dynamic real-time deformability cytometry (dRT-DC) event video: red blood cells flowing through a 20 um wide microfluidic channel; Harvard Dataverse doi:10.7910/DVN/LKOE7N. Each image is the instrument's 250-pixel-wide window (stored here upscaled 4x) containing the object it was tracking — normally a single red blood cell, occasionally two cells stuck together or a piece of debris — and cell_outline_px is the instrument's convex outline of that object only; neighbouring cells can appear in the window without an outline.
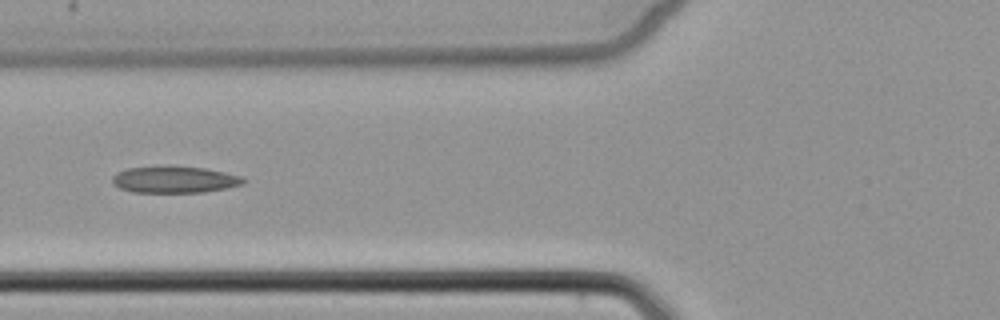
{"species": "common noctule bat (a hibernating species)", "species_latin": "Nyctalus noctula", "temperature_condition": "cold", "stored_images_in_passage": 7, "camera_frame_rate_fps": 3000, "um_per_image_px": 0.085, "animal": {"sex": "female", "body_mass_g": 22.7, "forearm_length_mm": 54.2}, "frame": {"image": 1, "passage_image": 6, "time_ms": 6.333, "image_size_px": [1000, 320], "cell_outline_px": [[248, 180], [244, 184], [228, 188], [204, 192], [132, 192], [120, 188], [112, 184], [112, 176], [116, 172], [128, 168], [172, 164], [204, 168], [244, 176]], "centroid_in_image_um": [14.86, 15.24], "position_along_channel_um": 110.9, "area_um2": 21.04}}
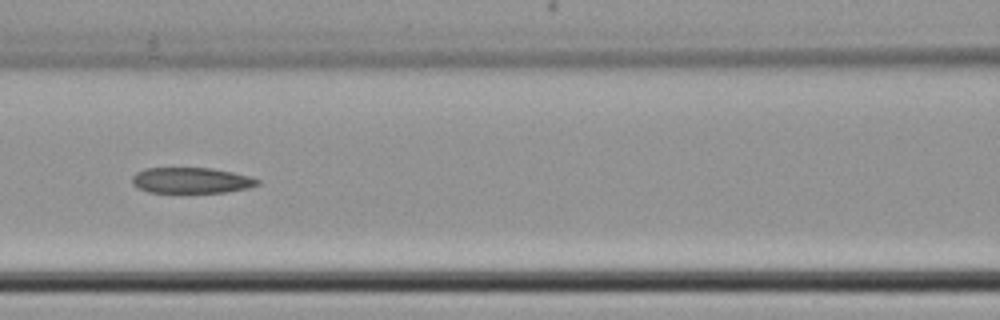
{"frame": {"image": 2, "passage_image": 7, "time_ms": 7.333, "image_size_px": [1000, 320], "cell_outline_px": [[260, 184], [248, 188], [224, 192], [148, 192], [132, 184], [132, 176], [136, 172], [144, 168], [212, 168], [232, 172], [248, 176], [260, 180]], "centroid_in_image_um": [16.24, 15.32], "position_along_channel_um": 150.4, "area_um2": 18.73}}